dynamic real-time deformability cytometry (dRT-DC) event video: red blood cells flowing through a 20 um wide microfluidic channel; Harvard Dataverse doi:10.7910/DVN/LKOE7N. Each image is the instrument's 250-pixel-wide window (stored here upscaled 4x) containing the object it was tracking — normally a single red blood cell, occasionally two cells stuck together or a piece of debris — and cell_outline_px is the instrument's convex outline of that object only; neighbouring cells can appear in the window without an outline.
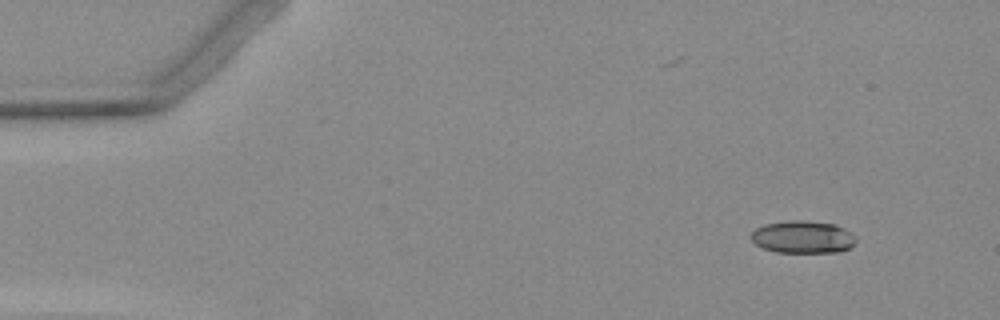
{"species": "Egyptian fruit bat (a non-hibernating species)", "species_latin": "Rousettus aegyptiacus", "temperature_condition": "warm", "stored_images_in_passage": 4, "camera_frame_rate_fps": 3000, "um_per_image_px": 0.085, "animal": {"sex": "female"}, "frame": {"image": 1, "passage_image": 1, "time_ms": 0.0, "image_size_px": [1000, 320], "cell_outline_px": [[856, 240], [848, 248], [836, 252], [776, 252], [764, 248], [756, 244], [752, 240], [752, 232], [756, 228], [764, 224], [788, 220], [800, 220], [836, 224], [844, 228], [856, 236]], "centroid_in_image_um": [68.24, 20.13], "position_along_channel_um": 16.8, "area_um2": 19.71}}
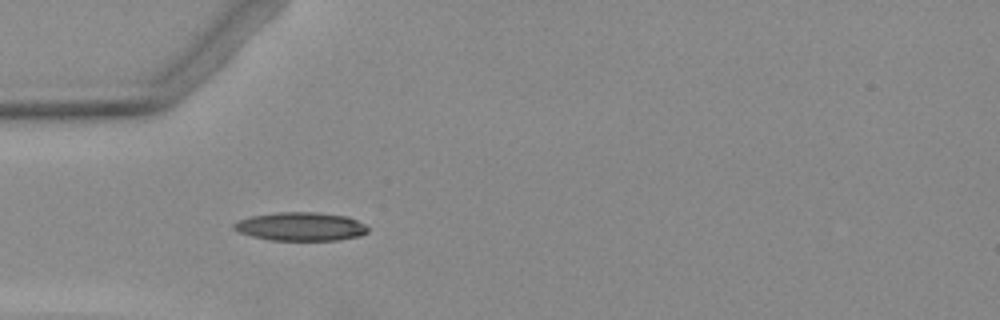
{"frame": {"image": 2, "passage_image": 4, "time_ms": 3.667, "image_size_px": [1000, 320], "cell_outline_px": [[368, 232], [360, 236], [336, 240], [272, 240], [252, 236], [240, 232], [232, 228], [232, 224], [240, 220], [252, 216], [276, 212], [316, 212], [348, 216], [364, 224], [368, 228]], "centroid_in_image_um": [25.57, 19.25], "position_along_channel_um": 59.4, "area_um2": 22.2}}